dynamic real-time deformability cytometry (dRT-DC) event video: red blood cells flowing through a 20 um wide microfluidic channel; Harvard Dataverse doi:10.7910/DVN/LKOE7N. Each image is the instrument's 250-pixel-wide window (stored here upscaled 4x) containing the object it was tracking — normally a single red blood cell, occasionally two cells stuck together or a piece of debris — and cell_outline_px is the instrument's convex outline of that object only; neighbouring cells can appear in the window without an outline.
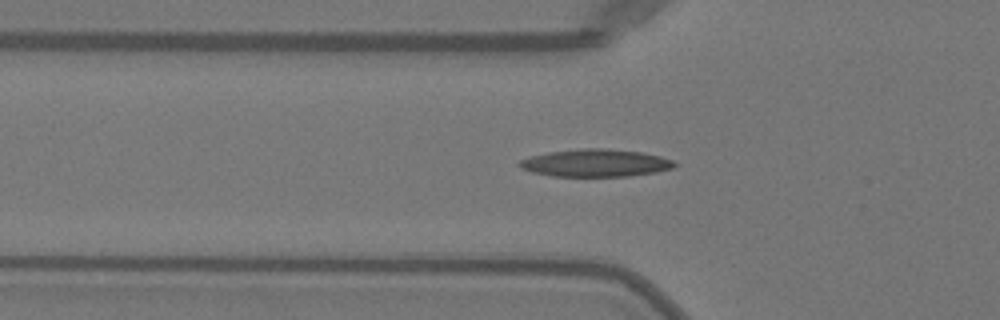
{"species": "Egyptian fruit bat (a non-hibernating species)", "species_latin": "Rousettus aegyptiacus", "temperature_condition": "warm", "stored_images_in_passage": 49, "camera_frame_rate_fps": 3000, "um_per_image_px": 0.085, "animal": {"sex": "female"}, "frame": {"image": 1, "passage_image": 18, "time_ms": 5.667, "image_size_px": [1000, 320], "cell_outline_px": [[680, 164], [672, 168], [656, 172], [628, 176], [552, 176], [532, 172], [520, 168], [516, 164], [520, 160], [532, 156], [548, 152], [580, 148], [604, 148], [640, 152], [660, 156], [672, 160]], "centroid_in_image_um": [50.61, 13.85], "position_along_channel_um": 75.2, "area_um2": 24.91}}
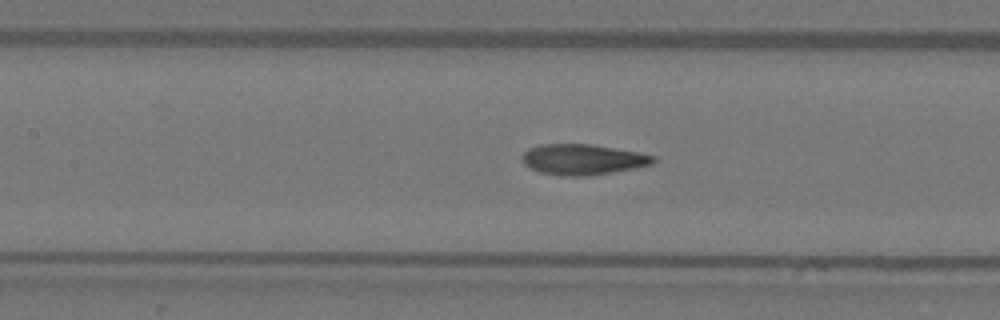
{"frame": {"image": 2, "passage_image": 24, "time_ms": 7.667, "image_size_px": [1000, 320], "cell_outline_px": [[656, 160], [652, 164], [636, 168], [588, 176], [564, 176], [540, 172], [528, 168], [524, 164], [520, 156], [528, 148], [540, 144], [592, 144], [640, 152], [656, 156]], "centroid_in_image_um": [49.53, 13.55], "position_along_channel_um": 157.9, "area_um2": 23.7}}
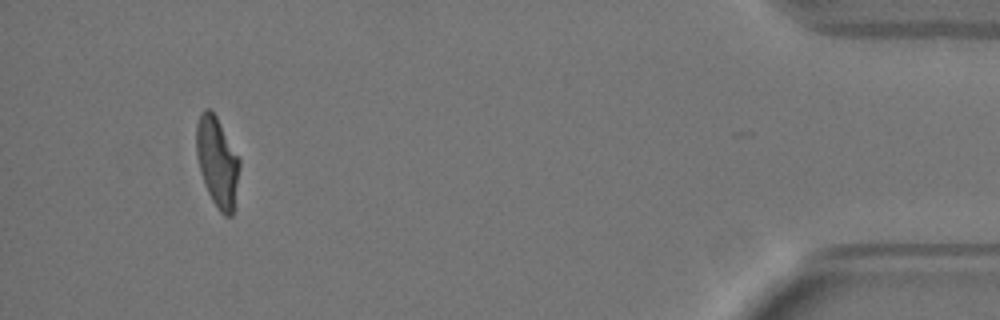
{"frame": {"image": 3, "passage_image": 48, "time_ms": 15.667, "image_size_px": [1000, 320], "cell_outline_px": [[240, 168], [232, 216], [224, 216], [220, 212], [212, 200], [204, 184], [200, 172], [196, 156], [196, 124], [200, 112], [204, 108], [208, 108], [216, 116], [240, 160]], "centroid_in_image_um": [18.45, 13.76], "position_along_channel_um": 416.8, "area_um2": 22.54}}